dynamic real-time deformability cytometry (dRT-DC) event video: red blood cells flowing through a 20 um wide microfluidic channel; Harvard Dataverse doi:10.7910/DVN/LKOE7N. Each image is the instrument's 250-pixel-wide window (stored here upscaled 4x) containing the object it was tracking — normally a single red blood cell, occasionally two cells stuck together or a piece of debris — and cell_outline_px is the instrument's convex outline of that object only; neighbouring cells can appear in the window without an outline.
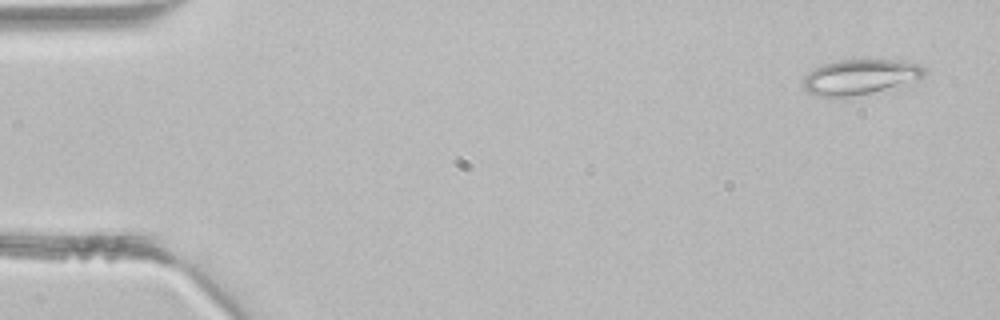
{"species": "common noctule bat (a hibernating species)", "species_latin": "Nyctalus noctula", "temperature_condition": "room temperature", "stored_images_in_passage": 4, "segment_of_instrument_passage": [2, 2], "camera_frame_rate_fps": 3000, "um_per_image_px": 0.085, "animal": {"sex": "male", "body_mass_g": 21.5, "forearm_length_mm": 52.0}, "frame": {"image": 1, "passage_image": 4, "time_ms": 1.0, "image_size_px": [1000, 320], "cell_outline_px": [[924, 72], [920, 76], [900, 88], [844, 100], [816, 96], [808, 92], [804, 88], [804, 76], [808, 72], [824, 64], [840, 60], [892, 60], [920, 64], [924, 68]], "centroid_in_image_um": [73.08, 6.62], "position_along_channel_um": 11.9, "area_um2": 25.72}}